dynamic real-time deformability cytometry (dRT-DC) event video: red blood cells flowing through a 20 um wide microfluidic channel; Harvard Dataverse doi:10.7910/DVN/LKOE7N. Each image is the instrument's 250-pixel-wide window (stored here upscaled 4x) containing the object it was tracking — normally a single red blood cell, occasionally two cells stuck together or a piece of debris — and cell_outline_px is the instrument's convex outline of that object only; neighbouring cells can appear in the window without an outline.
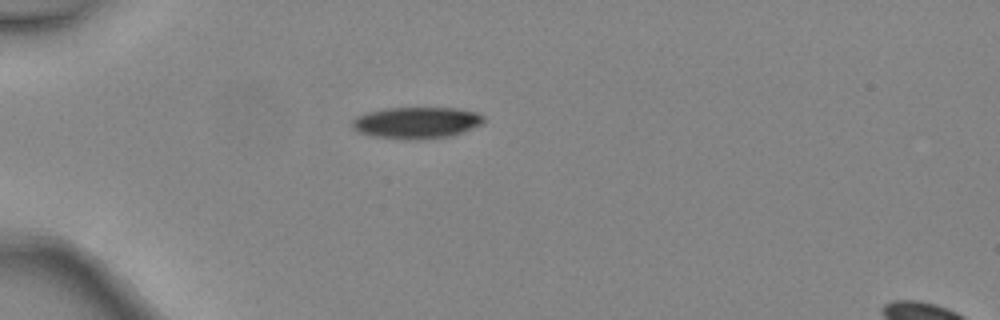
{"species": "common noctule bat (a hibernating species)", "species_latin": "Nyctalus noctula", "temperature_condition": "warm", "stored_images_in_passage": 2, "camera_frame_rate_fps": 3000, "um_per_image_px": 0.085, "animal": {"sex": "female", "body_mass_g": 24.6, "forearm_length_mm": 56.2}, "frame": {"image": 1, "passage_image": 1, "time_ms": 0.0, "image_size_px": [1000, 320], "cell_outline_px": [[484, 124], [464, 132], [452, 136], [412, 140], [408, 140], [372, 136], [356, 132], [352, 128], [352, 120], [356, 116], [368, 112], [388, 108], [456, 108], [476, 112], [484, 116]], "centroid_in_image_um": [35.41, 10.44], "position_along_channel_um": 49.6, "area_um2": 24.45}}